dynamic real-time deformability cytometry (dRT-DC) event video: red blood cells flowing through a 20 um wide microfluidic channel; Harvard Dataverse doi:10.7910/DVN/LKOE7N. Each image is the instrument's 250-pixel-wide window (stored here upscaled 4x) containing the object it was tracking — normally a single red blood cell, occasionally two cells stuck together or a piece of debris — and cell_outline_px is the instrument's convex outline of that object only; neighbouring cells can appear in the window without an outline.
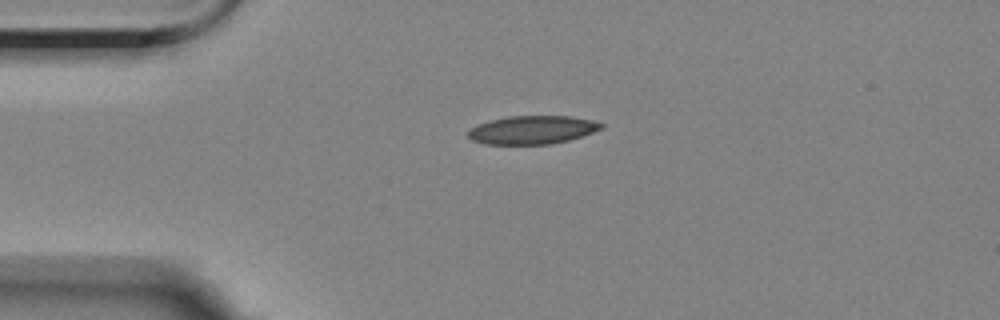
{"species": "Egyptian fruit bat (a non-hibernating species)", "species_latin": "Rousettus aegyptiacus", "temperature_condition": "room temperature", "stored_images_in_passage": 2, "camera_frame_rate_fps": 3000, "um_per_image_px": 0.085, "animal": {"sex": "female"}, "frame": {"image": 1, "passage_image": 1, "time_ms": 0.0, "image_size_px": [1000, 320], "cell_outline_px": [[604, 128], [568, 140], [552, 144], [484, 144], [472, 140], [468, 136], [468, 128], [476, 124], [488, 120], [508, 116], [572, 116], [592, 120], [604, 124]], "centroid_in_image_um": [45.2, 11.03], "position_along_channel_um": 39.8, "area_um2": 22.14}}